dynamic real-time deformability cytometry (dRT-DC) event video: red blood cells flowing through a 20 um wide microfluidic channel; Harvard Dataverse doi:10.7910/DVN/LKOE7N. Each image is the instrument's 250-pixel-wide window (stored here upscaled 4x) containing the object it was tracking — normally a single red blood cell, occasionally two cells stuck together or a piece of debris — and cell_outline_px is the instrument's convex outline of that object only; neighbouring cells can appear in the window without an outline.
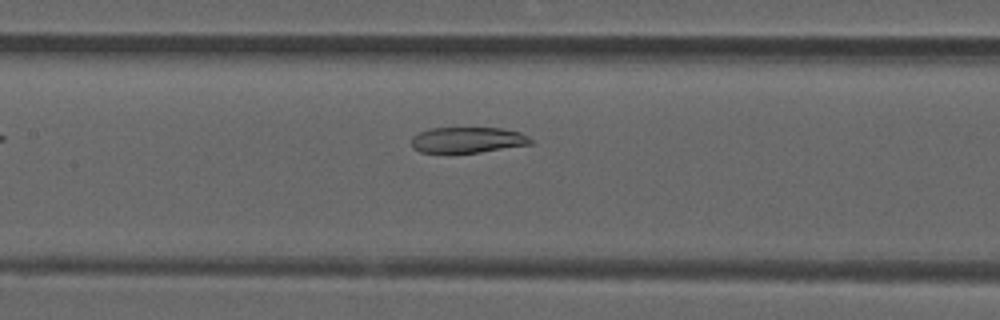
{"species": "common noctule bat (a hibernating species)", "species_latin": "Nyctalus noctula", "temperature_condition": "room temperature", "stored_images_in_passage": 33, "camera_frame_rate_fps": 3000, "um_per_image_px": 0.085, "animal": {"sex": "male", "forearm_length_mm": 52.5}, "frame": {"image": 1, "passage_image": 10, "time_ms": 3.0, "image_size_px": [1000, 320], "cell_outline_px": [[532, 144], [480, 152], [420, 152], [412, 148], [412, 136], [428, 128], [500, 128], [520, 132], [528, 136], [532, 140]], "centroid_in_image_um": [39.74, 11.89], "position_along_channel_um": 167.7, "area_um2": 17.8}}
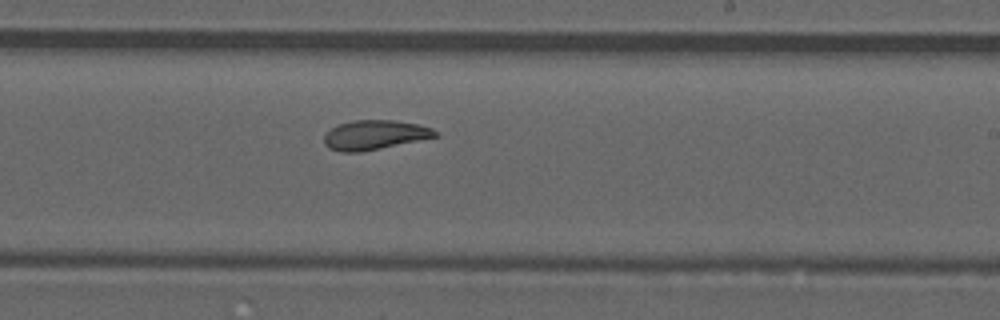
{"frame": {"image": 2, "passage_image": 17, "time_ms": 5.333, "image_size_px": [1000, 320], "cell_outline_px": [[440, 136], [360, 152], [340, 152], [328, 148], [324, 144], [324, 136], [332, 128], [340, 124], [352, 120], [392, 120], [420, 124], [432, 128]], "centroid_in_image_um": [31.85, 11.47], "position_along_channel_um": 257.1, "area_um2": 19.02}}
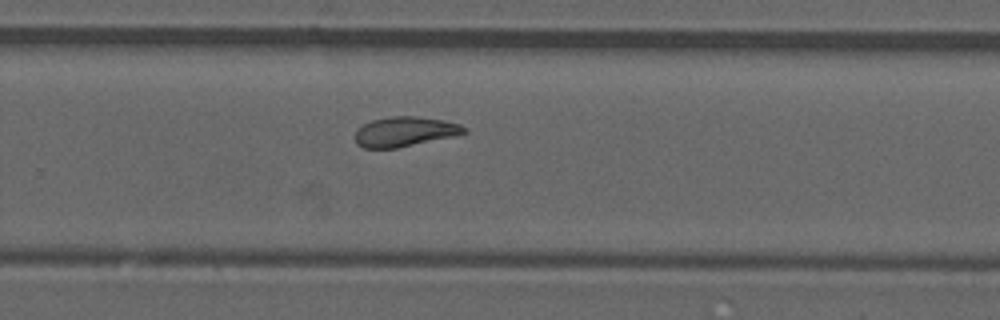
{"frame": {"image": 3, "passage_image": 20, "time_ms": 6.333, "image_size_px": [1000, 320], "cell_outline_px": [[468, 132], [460, 136], [396, 148], [364, 148], [356, 144], [356, 132], [364, 124], [372, 120], [392, 116], [416, 116], [444, 120], [460, 124], [468, 128]], "centroid_in_image_um": [34.5, 11.2], "position_along_channel_um": 295.3, "area_um2": 19.19}, "authors_computed_cell_mechanics": {"area_um2": 19.7098, "velocity_mm_per_s": 3.8537, "shape_relaxation_time_tau1_ms": null, "shape_relaxation_time_tau2_ms": 3.9948, "deformation_change_tau1": null, "deformation_change_tau2": 0.1}}